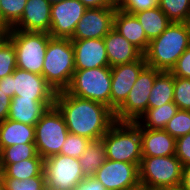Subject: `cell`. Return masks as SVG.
I'll return each instance as SVG.
<instances>
[{"label": "cell", "mask_w": 190, "mask_h": 190, "mask_svg": "<svg viewBox=\"0 0 190 190\" xmlns=\"http://www.w3.org/2000/svg\"><path fill=\"white\" fill-rule=\"evenodd\" d=\"M54 105L61 112L69 133L92 141L101 139L115 122L114 112L106 105L73 96L66 90L56 93Z\"/></svg>", "instance_id": "cell-1"}, {"label": "cell", "mask_w": 190, "mask_h": 190, "mask_svg": "<svg viewBox=\"0 0 190 190\" xmlns=\"http://www.w3.org/2000/svg\"><path fill=\"white\" fill-rule=\"evenodd\" d=\"M189 46L190 35L186 24L171 22L158 37L149 42L143 56L148 66L170 72Z\"/></svg>", "instance_id": "cell-2"}, {"label": "cell", "mask_w": 190, "mask_h": 190, "mask_svg": "<svg viewBox=\"0 0 190 190\" xmlns=\"http://www.w3.org/2000/svg\"><path fill=\"white\" fill-rule=\"evenodd\" d=\"M75 71L74 48L70 38H51L48 42L42 76L54 91H65Z\"/></svg>", "instance_id": "cell-3"}, {"label": "cell", "mask_w": 190, "mask_h": 190, "mask_svg": "<svg viewBox=\"0 0 190 190\" xmlns=\"http://www.w3.org/2000/svg\"><path fill=\"white\" fill-rule=\"evenodd\" d=\"M109 160L140 164L141 128L136 122L115 121L101 138Z\"/></svg>", "instance_id": "cell-4"}, {"label": "cell", "mask_w": 190, "mask_h": 190, "mask_svg": "<svg viewBox=\"0 0 190 190\" xmlns=\"http://www.w3.org/2000/svg\"><path fill=\"white\" fill-rule=\"evenodd\" d=\"M51 38L45 32L9 29L8 39L16 52L17 68L42 75L44 57Z\"/></svg>", "instance_id": "cell-5"}, {"label": "cell", "mask_w": 190, "mask_h": 190, "mask_svg": "<svg viewBox=\"0 0 190 190\" xmlns=\"http://www.w3.org/2000/svg\"><path fill=\"white\" fill-rule=\"evenodd\" d=\"M66 91L73 96L93 100L110 108L111 67L75 70Z\"/></svg>", "instance_id": "cell-6"}, {"label": "cell", "mask_w": 190, "mask_h": 190, "mask_svg": "<svg viewBox=\"0 0 190 190\" xmlns=\"http://www.w3.org/2000/svg\"><path fill=\"white\" fill-rule=\"evenodd\" d=\"M34 127L37 153L43 159L60 154L69 131L58 108L49 107Z\"/></svg>", "instance_id": "cell-7"}, {"label": "cell", "mask_w": 190, "mask_h": 190, "mask_svg": "<svg viewBox=\"0 0 190 190\" xmlns=\"http://www.w3.org/2000/svg\"><path fill=\"white\" fill-rule=\"evenodd\" d=\"M183 165L175 155L143 156L139 166V182L151 189L181 184Z\"/></svg>", "instance_id": "cell-8"}, {"label": "cell", "mask_w": 190, "mask_h": 190, "mask_svg": "<svg viewBox=\"0 0 190 190\" xmlns=\"http://www.w3.org/2000/svg\"><path fill=\"white\" fill-rule=\"evenodd\" d=\"M161 71L146 65L139 73L136 82L125 101L114 111L115 121L137 122L146 112L148 99L156 76Z\"/></svg>", "instance_id": "cell-9"}, {"label": "cell", "mask_w": 190, "mask_h": 190, "mask_svg": "<svg viewBox=\"0 0 190 190\" xmlns=\"http://www.w3.org/2000/svg\"><path fill=\"white\" fill-rule=\"evenodd\" d=\"M43 172L48 190H72L86 177L79 159L62 154L44 159Z\"/></svg>", "instance_id": "cell-10"}, {"label": "cell", "mask_w": 190, "mask_h": 190, "mask_svg": "<svg viewBox=\"0 0 190 190\" xmlns=\"http://www.w3.org/2000/svg\"><path fill=\"white\" fill-rule=\"evenodd\" d=\"M87 7L80 0H64L51 7L52 38H71Z\"/></svg>", "instance_id": "cell-11"}, {"label": "cell", "mask_w": 190, "mask_h": 190, "mask_svg": "<svg viewBox=\"0 0 190 190\" xmlns=\"http://www.w3.org/2000/svg\"><path fill=\"white\" fill-rule=\"evenodd\" d=\"M139 166L127 162L106 159L93 175L106 190H126L139 183Z\"/></svg>", "instance_id": "cell-12"}, {"label": "cell", "mask_w": 190, "mask_h": 190, "mask_svg": "<svg viewBox=\"0 0 190 190\" xmlns=\"http://www.w3.org/2000/svg\"><path fill=\"white\" fill-rule=\"evenodd\" d=\"M116 7L87 8L70 39L104 38L114 26Z\"/></svg>", "instance_id": "cell-13"}, {"label": "cell", "mask_w": 190, "mask_h": 190, "mask_svg": "<svg viewBox=\"0 0 190 190\" xmlns=\"http://www.w3.org/2000/svg\"><path fill=\"white\" fill-rule=\"evenodd\" d=\"M146 65L142 56L139 60L111 67L110 109L113 112L125 101L139 73Z\"/></svg>", "instance_id": "cell-14"}, {"label": "cell", "mask_w": 190, "mask_h": 190, "mask_svg": "<svg viewBox=\"0 0 190 190\" xmlns=\"http://www.w3.org/2000/svg\"><path fill=\"white\" fill-rule=\"evenodd\" d=\"M14 96L32 99H55L56 92L42 75L16 68L12 73Z\"/></svg>", "instance_id": "cell-15"}, {"label": "cell", "mask_w": 190, "mask_h": 190, "mask_svg": "<svg viewBox=\"0 0 190 190\" xmlns=\"http://www.w3.org/2000/svg\"><path fill=\"white\" fill-rule=\"evenodd\" d=\"M71 41L74 48L75 70L109 66L103 38Z\"/></svg>", "instance_id": "cell-16"}, {"label": "cell", "mask_w": 190, "mask_h": 190, "mask_svg": "<svg viewBox=\"0 0 190 190\" xmlns=\"http://www.w3.org/2000/svg\"><path fill=\"white\" fill-rule=\"evenodd\" d=\"M51 7L47 0H27L21 19L10 29L49 33Z\"/></svg>", "instance_id": "cell-17"}, {"label": "cell", "mask_w": 190, "mask_h": 190, "mask_svg": "<svg viewBox=\"0 0 190 190\" xmlns=\"http://www.w3.org/2000/svg\"><path fill=\"white\" fill-rule=\"evenodd\" d=\"M55 99H32L14 96L7 119L35 126L43 114L53 106Z\"/></svg>", "instance_id": "cell-18"}, {"label": "cell", "mask_w": 190, "mask_h": 190, "mask_svg": "<svg viewBox=\"0 0 190 190\" xmlns=\"http://www.w3.org/2000/svg\"><path fill=\"white\" fill-rule=\"evenodd\" d=\"M109 67L139 60L143 54L117 30H112L103 38Z\"/></svg>", "instance_id": "cell-19"}, {"label": "cell", "mask_w": 190, "mask_h": 190, "mask_svg": "<svg viewBox=\"0 0 190 190\" xmlns=\"http://www.w3.org/2000/svg\"><path fill=\"white\" fill-rule=\"evenodd\" d=\"M142 156L175 155L176 139L164 129L141 128Z\"/></svg>", "instance_id": "cell-20"}, {"label": "cell", "mask_w": 190, "mask_h": 190, "mask_svg": "<svg viewBox=\"0 0 190 190\" xmlns=\"http://www.w3.org/2000/svg\"><path fill=\"white\" fill-rule=\"evenodd\" d=\"M113 28L124 36L142 54L145 53L150 41L147 39L141 23L134 14L116 8Z\"/></svg>", "instance_id": "cell-21"}, {"label": "cell", "mask_w": 190, "mask_h": 190, "mask_svg": "<svg viewBox=\"0 0 190 190\" xmlns=\"http://www.w3.org/2000/svg\"><path fill=\"white\" fill-rule=\"evenodd\" d=\"M35 143V127L6 119L0 123V151L16 144Z\"/></svg>", "instance_id": "cell-22"}, {"label": "cell", "mask_w": 190, "mask_h": 190, "mask_svg": "<svg viewBox=\"0 0 190 190\" xmlns=\"http://www.w3.org/2000/svg\"><path fill=\"white\" fill-rule=\"evenodd\" d=\"M0 167L4 170V178L25 180L44 175V159L39 154L17 163H0Z\"/></svg>", "instance_id": "cell-23"}, {"label": "cell", "mask_w": 190, "mask_h": 190, "mask_svg": "<svg viewBox=\"0 0 190 190\" xmlns=\"http://www.w3.org/2000/svg\"><path fill=\"white\" fill-rule=\"evenodd\" d=\"M174 75L171 72L161 71L155 79L148 99L147 108H157L163 104L173 102Z\"/></svg>", "instance_id": "cell-24"}, {"label": "cell", "mask_w": 190, "mask_h": 190, "mask_svg": "<svg viewBox=\"0 0 190 190\" xmlns=\"http://www.w3.org/2000/svg\"><path fill=\"white\" fill-rule=\"evenodd\" d=\"M149 41L158 37L171 23L159 6L134 13Z\"/></svg>", "instance_id": "cell-25"}, {"label": "cell", "mask_w": 190, "mask_h": 190, "mask_svg": "<svg viewBox=\"0 0 190 190\" xmlns=\"http://www.w3.org/2000/svg\"><path fill=\"white\" fill-rule=\"evenodd\" d=\"M177 111L178 107L174 102L163 104L157 108H147L146 112L136 123L140 128L164 129Z\"/></svg>", "instance_id": "cell-26"}, {"label": "cell", "mask_w": 190, "mask_h": 190, "mask_svg": "<svg viewBox=\"0 0 190 190\" xmlns=\"http://www.w3.org/2000/svg\"><path fill=\"white\" fill-rule=\"evenodd\" d=\"M78 159L84 175L93 176L107 159L102 140L91 141Z\"/></svg>", "instance_id": "cell-27"}, {"label": "cell", "mask_w": 190, "mask_h": 190, "mask_svg": "<svg viewBox=\"0 0 190 190\" xmlns=\"http://www.w3.org/2000/svg\"><path fill=\"white\" fill-rule=\"evenodd\" d=\"M27 0H0V24L12 28L22 17Z\"/></svg>", "instance_id": "cell-28"}, {"label": "cell", "mask_w": 190, "mask_h": 190, "mask_svg": "<svg viewBox=\"0 0 190 190\" xmlns=\"http://www.w3.org/2000/svg\"><path fill=\"white\" fill-rule=\"evenodd\" d=\"M35 143L16 144L0 151V163H17L37 155Z\"/></svg>", "instance_id": "cell-29"}, {"label": "cell", "mask_w": 190, "mask_h": 190, "mask_svg": "<svg viewBox=\"0 0 190 190\" xmlns=\"http://www.w3.org/2000/svg\"><path fill=\"white\" fill-rule=\"evenodd\" d=\"M159 8L171 22H185L190 14V0H159Z\"/></svg>", "instance_id": "cell-30"}, {"label": "cell", "mask_w": 190, "mask_h": 190, "mask_svg": "<svg viewBox=\"0 0 190 190\" xmlns=\"http://www.w3.org/2000/svg\"><path fill=\"white\" fill-rule=\"evenodd\" d=\"M164 130L175 139L190 133V111L178 109L176 114L168 121Z\"/></svg>", "instance_id": "cell-31"}, {"label": "cell", "mask_w": 190, "mask_h": 190, "mask_svg": "<svg viewBox=\"0 0 190 190\" xmlns=\"http://www.w3.org/2000/svg\"><path fill=\"white\" fill-rule=\"evenodd\" d=\"M16 68V52L12 42L7 39L0 45V79L11 75Z\"/></svg>", "instance_id": "cell-32"}, {"label": "cell", "mask_w": 190, "mask_h": 190, "mask_svg": "<svg viewBox=\"0 0 190 190\" xmlns=\"http://www.w3.org/2000/svg\"><path fill=\"white\" fill-rule=\"evenodd\" d=\"M4 190H48L45 182V175H38L33 178L18 180L4 178Z\"/></svg>", "instance_id": "cell-33"}, {"label": "cell", "mask_w": 190, "mask_h": 190, "mask_svg": "<svg viewBox=\"0 0 190 190\" xmlns=\"http://www.w3.org/2000/svg\"><path fill=\"white\" fill-rule=\"evenodd\" d=\"M91 141L86 137L68 133L60 154L78 159L87 149Z\"/></svg>", "instance_id": "cell-34"}, {"label": "cell", "mask_w": 190, "mask_h": 190, "mask_svg": "<svg viewBox=\"0 0 190 190\" xmlns=\"http://www.w3.org/2000/svg\"><path fill=\"white\" fill-rule=\"evenodd\" d=\"M173 102L178 109L190 111V78L174 76Z\"/></svg>", "instance_id": "cell-35"}, {"label": "cell", "mask_w": 190, "mask_h": 190, "mask_svg": "<svg viewBox=\"0 0 190 190\" xmlns=\"http://www.w3.org/2000/svg\"><path fill=\"white\" fill-rule=\"evenodd\" d=\"M159 6V0H120L116 8L130 14Z\"/></svg>", "instance_id": "cell-36"}, {"label": "cell", "mask_w": 190, "mask_h": 190, "mask_svg": "<svg viewBox=\"0 0 190 190\" xmlns=\"http://www.w3.org/2000/svg\"><path fill=\"white\" fill-rule=\"evenodd\" d=\"M170 72L176 77L190 78V46L178 58Z\"/></svg>", "instance_id": "cell-37"}, {"label": "cell", "mask_w": 190, "mask_h": 190, "mask_svg": "<svg viewBox=\"0 0 190 190\" xmlns=\"http://www.w3.org/2000/svg\"><path fill=\"white\" fill-rule=\"evenodd\" d=\"M175 156L182 165L190 164V133L176 139Z\"/></svg>", "instance_id": "cell-38"}, {"label": "cell", "mask_w": 190, "mask_h": 190, "mask_svg": "<svg viewBox=\"0 0 190 190\" xmlns=\"http://www.w3.org/2000/svg\"><path fill=\"white\" fill-rule=\"evenodd\" d=\"M72 190H106L104 185L93 176L85 177L81 183Z\"/></svg>", "instance_id": "cell-39"}, {"label": "cell", "mask_w": 190, "mask_h": 190, "mask_svg": "<svg viewBox=\"0 0 190 190\" xmlns=\"http://www.w3.org/2000/svg\"><path fill=\"white\" fill-rule=\"evenodd\" d=\"M12 98L0 90V123L8 118Z\"/></svg>", "instance_id": "cell-40"}, {"label": "cell", "mask_w": 190, "mask_h": 190, "mask_svg": "<svg viewBox=\"0 0 190 190\" xmlns=\"http://www.w3.org/2000/svg\"><path fill=\"white\" fill-rule=\"evenodd\" d=\"M87 8L116 7L114 0H80Z\"/></svg>", "instance_id": "cell-41"}, {"label": "cell", "mask_w": 190, "mask_h": 190, "mask_svg": "<svg viewBox=\"0 0 190 190\" xmlns=\"http://www.w3.org/2000/svg\"><path fill=\"white\" fill-rule=\"evenodd\" d=\"M0 90L8 93L9 97H14L15 91H12V74L0 79Z\"/></svg>", "instance_id": "cell-42"}, {"label": "cell", "mask_w": 190, "mask_h": 190, "mask_svg": "<svg viewBox=\"0 0 190 190\" xmlns=\"http://www.w3.org/2000/svg\"><path fill=\"white\" fill-rule=\"evenodd\" d=\"M180 185L183 190H190V164L183 165Z\"/></svg>", "instance_id": "cell-43"}, {"label": "cell", "mask_w": 190, "mask_h": 190, "mask_svg": "<svg viewBox=\"0 0 190 190\" xmlns=\"http://www.w3.org/2000/svg\"><path fill=\"white\" fill-rule=\"evenodd\" d=\"M9 28L0 24V45L8 39Z\"/></svg>", "instance_id": "cell-44"}, {"label": "cell", "mask_w": 190, "mask_h": 190, "mask_svg": "<svg viewBox=\"0 0 190 190\" xmlns=\"http://www.w3.org/2000/svg\"><path fill=\"white\" fill-rule=\"evenodd\" d=\"M126 190H153L151 189L150 187H148L147 185L145 184H142V183H138L137 185H135L134 187H130V188H127Z\"/></svg>", "instance_id": "cell-45"}, {"label": "cell", "mask_w": 190, "mask_h": 190, "mask_svg": "<svg viewBox=\"0 0 190 190\" xmlns=\"http://www.w3.org/2000/svg\"><path fill=\"white\" fill-rule=\"evenodd\" d=\"M153 190H183L181 185H176V186H168V187H159Z\"/></svg>", "instance_id": "cell-46"}, {"label": "cell", "mask_w": 190, "mask_h": 190, "mask_svg": "<svg viewBox=\"0 0 190 190\" xmlns=\"http://www.w3.org/2000/svg\"><path fill=\"white\" fill-rule=\"evenodd\" d=\"M0 190H4V170L0 167Z\"/></svg>", "instance_id": "cell-47"}, {"label": "cell", "mask_w": 190, "mask_h": 190, "mask_svg": "<svg viewBox=\"0 0 190 190\" xmlns=\"http://www.w3.org/2000/svg\"><path fill=\"white\" fill-rule=\"evenodd\" d=\"M184 23L186 24V27L188 29V33L190 35V14H189L188 18L185 20Z\"/></svg>", "instance_id": "cell-48"}, {"label": "cell", "mask_w": 190, "mask_h": 190, "mask_svg": "<svg viewBox=\"0 0 190 190\" xmlns=\"http://www.w3.org/2000/svg\"><path fill=\"white\" fill-rule=\"evenodd\" d=\"M51 5L55 4V3H59L62 2L64 0H47Z\"/></svg>", "instance_id": "cell-49"}]
</instances>
